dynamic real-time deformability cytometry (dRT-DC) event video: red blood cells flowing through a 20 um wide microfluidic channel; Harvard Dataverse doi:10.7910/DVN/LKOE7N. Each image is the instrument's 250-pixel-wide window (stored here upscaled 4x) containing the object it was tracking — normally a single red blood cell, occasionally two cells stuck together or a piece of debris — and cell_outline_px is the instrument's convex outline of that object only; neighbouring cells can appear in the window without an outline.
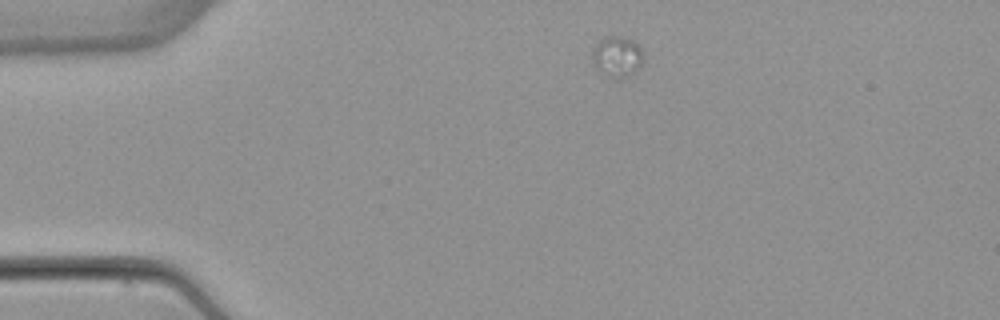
{"species": "common noctule bat (a hibernating species)", "species_latin": "Nyctalus noctula", "temperature_condition": "warm", "stored_images_in_passage": 4, "camera_frame_rate_fps": 3000, "um_per_image_px": 0.085, "animal": {"sex": "female", "body_mass_g": 22.7, "forearm_length_mm": 54.2}, "frame": {"image": 1, "passage_image": 1, "time_ms": 0.0, "image_size_px": [1000, 320], "cell_outline_px": [[644, 60], [628, 76], [620, 80], [604, 76], [596, 68], [592, 60], [592, 52], [596, 44], [600, 40], [608, 36], [620, 36], [632, 40], [640, 48], [644, 56]], "centroid_in_image_um": [52.43, 4.84], "position_along_channel_um": 32.6, "area_um2": 12.14}}